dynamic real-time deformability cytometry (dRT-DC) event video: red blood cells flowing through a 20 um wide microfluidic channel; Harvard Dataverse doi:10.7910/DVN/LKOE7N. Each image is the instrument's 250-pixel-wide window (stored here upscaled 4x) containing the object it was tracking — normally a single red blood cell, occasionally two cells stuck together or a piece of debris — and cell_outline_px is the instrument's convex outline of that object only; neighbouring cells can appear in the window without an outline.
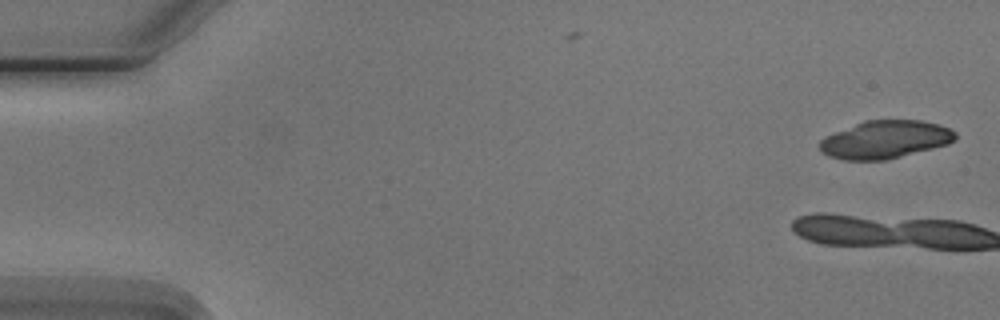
{"species": "Egyptian fruit bat (a non-hibernating species)", "species_latin": "Rousettus aegyptiacus", "temperature_condition": "cold", "stored_images_in_passage": 4, "camera_frame_rate_fps": 3000, "um_per_image_px": 0.085, "animal": {"sex": "male"}, "frame": {"image": 1, "passage_image": 1, "time_ms": 0.0, "image_size_px": [1000, 320], "cell_outline_px": [[956, 140], [948, 144], [888, 160], [844, 160], [828, 156], [820, 148], [820, 140], [824, 136], [864, 120], [920, 120], [940, 124], [956, 132]], "centroid_in_image_um": [75.25, 11.86], "position_along_channel_um": 9.7, "area_um2": 30.06}}